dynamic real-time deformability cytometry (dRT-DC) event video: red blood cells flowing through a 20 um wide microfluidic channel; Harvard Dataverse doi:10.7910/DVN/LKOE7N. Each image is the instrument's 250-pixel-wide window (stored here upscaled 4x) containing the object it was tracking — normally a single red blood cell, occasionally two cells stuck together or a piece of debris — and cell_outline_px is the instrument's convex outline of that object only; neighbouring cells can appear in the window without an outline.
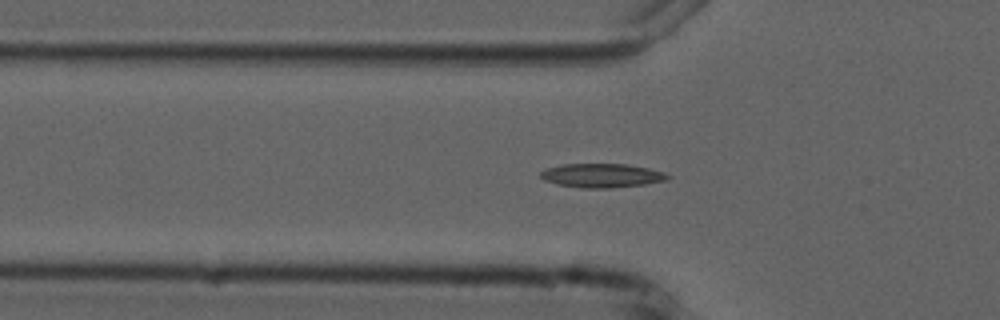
{"species": "common noctule bat (a hibernating species)", "species_latin": "Nyctalus noctula", "temperature_condition": "cold", "stored_images_in_passage": 4, "camera_frame_rate_fps": 3000, "um_per_image_px": 0.085, "animal": {"sex": "male", "forearm_length_mm": 52.5}, "frame": {"image": 1, "passage_image": 4, "time_ms": 4.333, "image_size_px": [1000, 320], "cell_outline_px": [[672, 176], [668, 180], [644, 184], [612, 188], [580, 188], [556, 184], [544, 180], [540, 176], [540, 172], [548, 168], [560, 164], [628, 164], [648, 168], [664, 172]], "centroid_in_image_um": [51.17, 14.92], "position_along_channel_um": 74.6, "area_um2": 17.86}}